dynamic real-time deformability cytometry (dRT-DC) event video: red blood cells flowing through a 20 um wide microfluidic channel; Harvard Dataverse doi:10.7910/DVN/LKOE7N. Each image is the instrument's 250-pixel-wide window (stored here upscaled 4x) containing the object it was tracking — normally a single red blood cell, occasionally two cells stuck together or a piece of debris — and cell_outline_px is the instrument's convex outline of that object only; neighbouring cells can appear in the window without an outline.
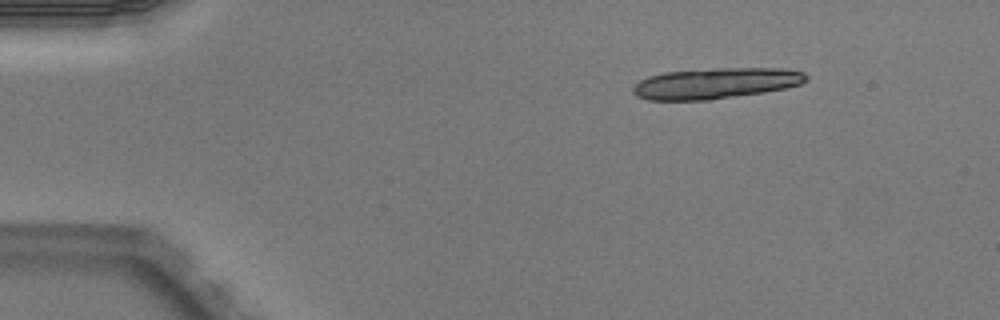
{"species": "Egyptian fruit bat (a non-hibernating species)", "species_latin": "Rousettus aegyptiacus", "temperature_condition": "warm", "stored_images_in_passage": 3, "camera_frame_rate_fps": 3000, "um_per_image_px": 0.085, "animal": {"sex": "male"}, "frame": {"image": 1, "passage_image": 1, "time_ms": 0.0, "image_size_px": [1000, 320], "cell_outline_px": [[808, 80], [800, 84], [784, 88], [764, 92], [708, 100], [648, 100], [636, 96], [632, 92], [632, 88], [640, 80], [648, 76], [664, 72], [712, 68], [784, 68], [804, 72], [808, 76]], "centroid_in_image_um": [60.82, 7.07], "position_along_channel_um": 24.2, "area_um2": 31.27}}